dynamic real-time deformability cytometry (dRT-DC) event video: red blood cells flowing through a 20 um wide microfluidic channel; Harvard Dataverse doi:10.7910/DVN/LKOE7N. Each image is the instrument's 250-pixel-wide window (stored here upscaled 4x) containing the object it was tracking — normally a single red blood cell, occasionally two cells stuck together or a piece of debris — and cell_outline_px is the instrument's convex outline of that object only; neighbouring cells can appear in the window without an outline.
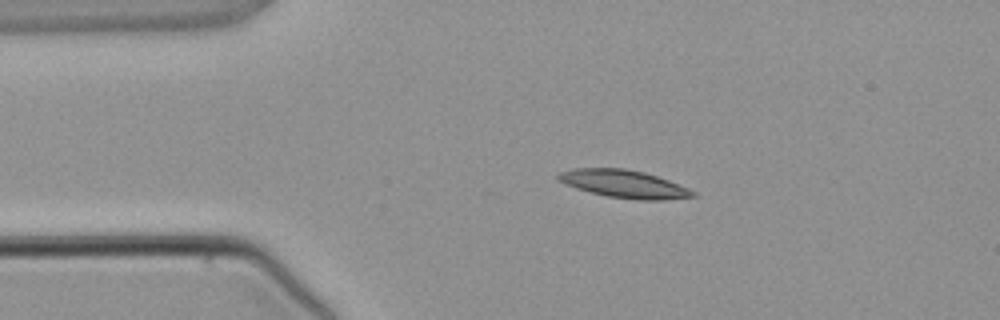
{"species": "common noctule bat (a hibernating species)", "species_latin": "Nyctalus noctula", "temperature_condition": "warm", "stored_images_in_passage": 3, "camera_frame_rate_fps": 3000, "um_per_image_px": 0.085, "animal": {"sex": "male", "body_mass_g": 21.5, "forearm_length_mm": 52.0}, "frame": {"image": 1, "passage_image": 2, "time_ms": 1.0, "image_size_px": [1000, 320], "cell_outline_px": [[696, 196], [664, 200], [636, 200], [608, 196], [576, 188], [556, 180], [556, 176], [560, 172], [572, 168], [624, 168], [644, 172], [668, 180], [688, 188], [696, 192]], "centroid_in_image_um": [53.03, 15.63], "position_along_channel_um": 32.0, "area_um2": 21.73}}